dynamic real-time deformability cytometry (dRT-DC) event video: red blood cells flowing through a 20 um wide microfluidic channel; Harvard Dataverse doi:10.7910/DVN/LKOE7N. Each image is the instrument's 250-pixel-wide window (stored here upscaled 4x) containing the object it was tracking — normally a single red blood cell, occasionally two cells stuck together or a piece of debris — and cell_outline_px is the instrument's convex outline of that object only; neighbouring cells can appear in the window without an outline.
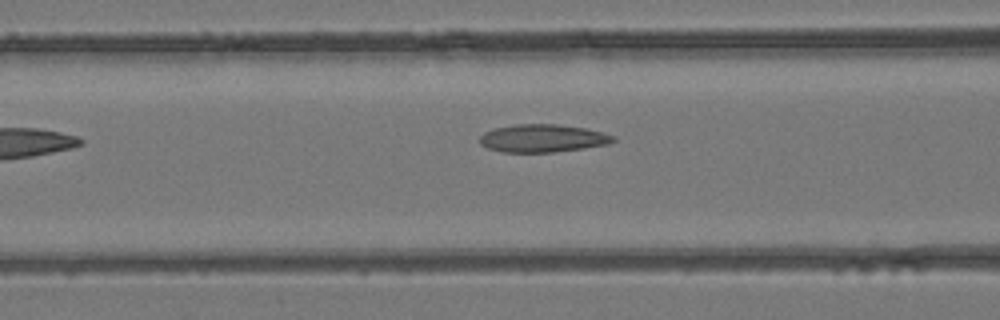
{"species": "common noctule bat (a hibernating species)", "species_latin": "Nyctalus noctula", "temperature_condition": "room temperature", "stored_images_in_passage": 21, "camera_frame_rate_fps": 3000, "um_per_image_px": 0.085, "animal": {"sex": "female", "body_mass_g": 24.6, "forearm_length_mm": 56.2}, "frame": {"image": 1, "passage_image": 5, "time_ms": 1.333, "image_size_px": [1000, 320], "cell_outline_px": [[616, 140], [608, 144], [584, 148], [552, 152], [500, 152], [488, 148], [480, 144], [480, 136], [484, 132], [492, 128], [516, 124], [556, 124], [588, 128], [604, 132], [616, 136]], "centroid_in_image_um": [46.14, 11.74], "position_along_channel_um": 120.5, "area_um2": 21.91}}
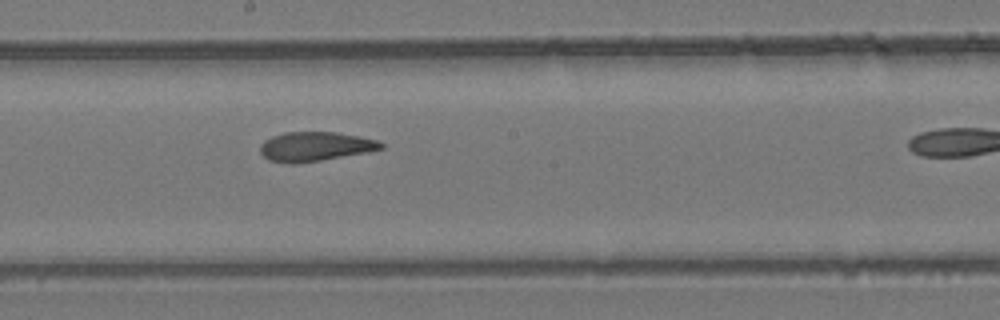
{"frame": {"image": 2, "passage_image": 12, "time_ms": 3.667, "image_size_px": [1000, 320], "cell_outline_px": [[384, 148], [368, 152], [296, 164], [288, 164], [268, 160], [260, 152], [260, 144], [264, 140], [272, 136], [284, 132], [336, 132], [376, 140], [384, 144]], "centroid_in_image_um": [26.74, 12.46], "position_along_channel_um": 221.5, "area_um2": 20.63}}
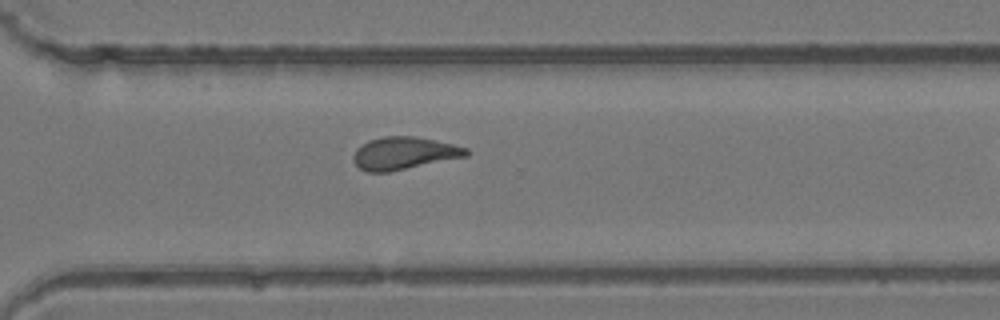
{"frame": {"image": 3, "passage_image": 20, "time_ms": 6.333, "image_size_px": [1000, 320], "cell_outline_px": [[472, 152], [468, 156], [388, 172], [368, 172], [360, 168], [352, 160], [352, 156], [356, 148], [368, 140], [384, 136], [412, 136], [452, 144], [468, 148]], "centroid_in_image_um": [34.33, 13.02], "position_along_channel_um": 336.3, "area_um2": 21.39}}